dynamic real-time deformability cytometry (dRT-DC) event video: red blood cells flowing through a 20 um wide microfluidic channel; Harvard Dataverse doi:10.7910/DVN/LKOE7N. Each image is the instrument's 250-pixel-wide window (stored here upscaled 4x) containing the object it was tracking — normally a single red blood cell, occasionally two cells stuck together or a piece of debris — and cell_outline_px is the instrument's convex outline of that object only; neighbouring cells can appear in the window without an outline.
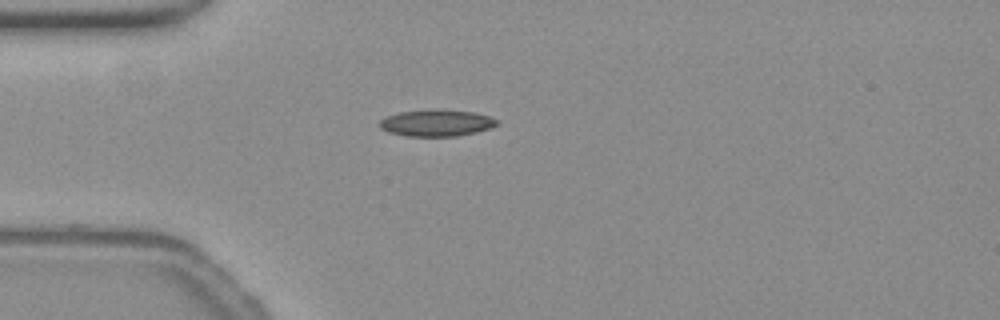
{"species": "common noctule bat (a hibernating species)", "species_latin": "Nyctalus noctula", "temperature_condition": "warm", "stored_images_in_passage": 40, "camera_frame_rate_fps": 3000, "um_per_image_px": 0.085, "animal": {"sex": "female", "body_mass_g": 19.3, "forearm_length_mm": 54.1}, "frame": {"image": 1, "passage_image": 1, "time_ms": 0.0, "image_size_px": [1000, 320], "cell_outline_px": [[500, 124], [476, 132], [456, 136], [408, 136], [388, 132], [380, 128], [380, 120], [388, 116], [400, 112], [432, 108], [440, 108], [476, 112], [500, 120]], "centroid_in_image_um": [37.14, 10.43], "position_along_channel_um": 47.9, "area_um2": 18.5}}
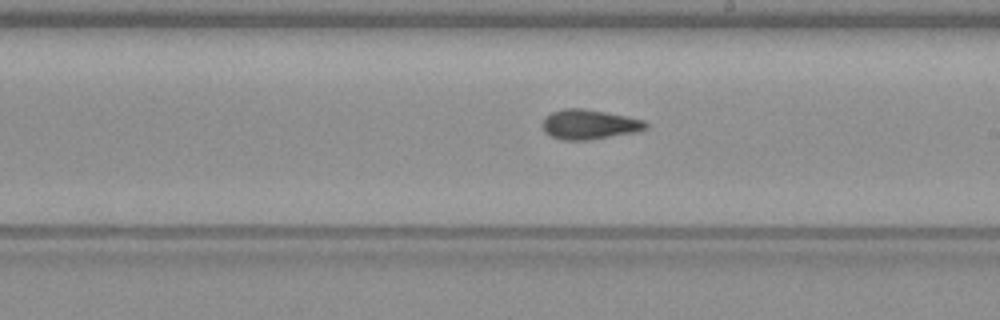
{"frame": {"image": 2, "passage_image": 17, "time_ms": 5.333, "image_size_px": [1000, 320], "cell_outline_px": [[648, 128], [632, 132], [588, 140], [564, 140], [552, 136], [544, 132], [544, 120], [552, 112], [564, 108], [584, 108], [644, 120], [648, 124]], "centroid_in_image_um": [50.08, 10.57], "position_along_channel_um": 238.9, "area_um2": 17.46}}
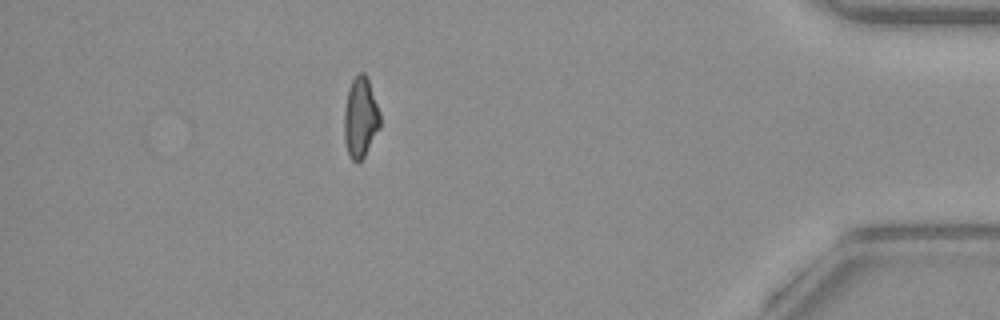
{"frame": {"image": 3, "passage_image": 34, "time_ms": 11.0, "image_size_px": [1000, 320], "cell_outline_px": [[380, 128], [364, 156], [356, 164], [352, 160], [348, 152], [344, 140], [344, 112], [348, 88], [352, 80], [360, 72], [364, 72], [368, 80], [380, 112]], "centroid_in_image_um": [30.63, 10.0], "position_along_channel_um": 404.6, "area_um2": 16.76}, "authors_computed_cell_mechanics": {"area_um2": 17.6579, "velocity_mm_per_s": 3.8211, "shape_relaxation_time_tau1_ms": 6.4153, "shape_relaxation_time_tau2_ms": 2.7265, "deformation_change_tau1": 0.1711, "deformation_change_tau2": 0.0922}}